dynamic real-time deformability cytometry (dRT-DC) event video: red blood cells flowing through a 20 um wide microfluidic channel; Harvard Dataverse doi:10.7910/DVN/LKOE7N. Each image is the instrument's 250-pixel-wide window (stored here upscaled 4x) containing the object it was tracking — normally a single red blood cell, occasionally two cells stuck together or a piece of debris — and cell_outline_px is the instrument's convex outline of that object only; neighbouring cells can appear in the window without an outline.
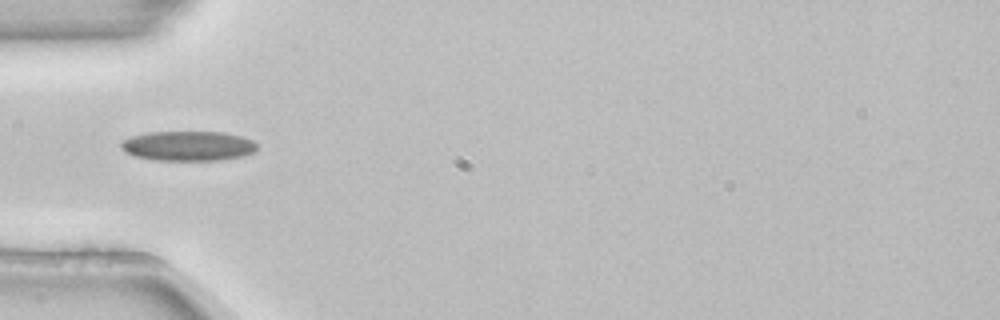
{"species": "common noctule bat (a hibernating species)", "species_latin": "Nyctalus noctula", "temperature_condition": "room temperature", "stored_images_in_passage": 1, "camera_frame_rate_fps": 3000, "um_per_image_px": 0.085, "animal": {"sex": "female", "body_mass_g": 22.7, "forearm_length_mm": 54.2}, "frame": {"image": 1, "passage_image": 1, "time_ms": 0.0, "image_size_px": [1000, 320], "cell_outline_px": [[256, 148], [252, 152], [240, 156], [216, 160], [152, 160], [136, 156], [124, 152], [120, 148], [120, 144], [124, 140], [132, 136], [148, 132], [224, 132], [240, 136], [252, 140], [256, 144]], "centroid_in_image_um": [15.93, 12.4], "position_along_channel_um": 69.1, "area_um2": 23.41}}